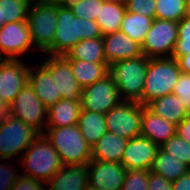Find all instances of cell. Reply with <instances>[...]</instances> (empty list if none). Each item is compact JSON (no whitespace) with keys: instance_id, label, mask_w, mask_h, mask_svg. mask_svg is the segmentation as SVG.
Here are the masks:
<instances>
[{"instance_id":"cell-26","label":"cell","mask_w":190,"mask_h":190,"mask_svg":"<svg viewBox=\"0 0 190 190\" xmlns=\"http://www.w3.org/2000/svg\"><path fill=\"white\" fill-rule=\"evenodd\" d=\"M80 87L83 89L99 81L109 72L108 63H90L84 60L66 59Z\"/></svg>"},{"instance_id":"cell-14","label":"cell","mask_w":190,"mask_h":190,"mask_svg":"<svg viewBox=\"0 0 190 190\" xmlns=\"http://www.w3.org/2000/svg\"><path fill=\"white\" fill-rule=\"evenodd\" d=\"M29 70L25 58L5 59L0 64V95L8 106L27 85Z\"/></svg>"},{"instance_id":"cell-49","label":"cell","mask_w":190,"mask_h":190,"mask_svg":"<svg viewBox=\"0 0 190 190\" xmlns=\"http://www.w3.org/2000/svg\"><path fill=\"white\" fill-rule=\"evenodd\" d=\"M5 115H0V123H1V120H2V118L4 117Z\"/></svg>"},{"instance_id":"cell-22","label":"cell","mask_w":190,"mask_h":190,"mask_svg":"<svg viewBox=\"0 0 190 190\" xmlns=\"http://www.w3.org/2000/svg\"><path fill=\"white\" fill-rule=\"evenodd\" d=\"M128 139L106 132L92 147V160L121 163Z\"/></svg>"},{"instance_id":"cell-6","label":"cell","mask_w":190,"mask_h":190,"mask_svg":"<svg viewBox=\"0 0 190 190\" xmlns=\"http://www.w3.org/2000/svg\"><path fill=\"white\" fill-rule=\"evenodd\" d=\"M26 20L35 51L43 55L53 45L57 4L46 0H35L30 6Z\"/></svg>"},{"instance_id":"cell-19","label":"cell","mask_w":190,"mask_h":190,"mask_svg":"<svg viewBox=\"0 0 190 190\" xmlns=\"http://www.w3.org/2000/svg\"><path fill=\"white\" fill-rule=\"evenodd\" d=\"M88 185L87 164H63L59 171L46 182V190H85Z\"/></svg>"},{"instance_id":"cell-2","label":"cell","mask_w":190,"mask_h":190,"mask_svg":"<svg viewBox=\"0 0 190 190\" xmlns=\"http://www.w3.org/2000/svg\"><path fill=\"white\" fill-rule=\"evenodd\" d=\"M21 174L42 182L51 179L63 165L58 152L43 134L25 150L19 160Z\"/></svg>"},{"instance_id":"cell-35","label":"cell","mask_w":190,"mask_h":190,"mask_svg":"<svg viewBox=\"0 0 190 190\" xmlns=\"http://www.w3.org/2000/svg\"><path fill=\"white\" fill-rule=\"evenodd\" d=\"M11 162L12 161L0 159V190H11L12 186L21 174V170L19 168L20 165L18 166L19 161L16 165Z\"/></svg>"},{"instance_id":"cell-42","label":"cell","mask_w":190,"mask_h":190,"mask_svg":"<svg viewBox=\"0 0 190 190\" xmlns=\"http://www.w3.org/2000/svg\"><path fill=\"white\" fill-rule=\"evenodd\" d=\"M172 190H190V170L172 182Z\"/></svg>"},{"instance_id":"cell-3","label":"cell","mask_w":190,"mask_h":190,"mask_svg":"<svg viewBox=\"0 0 190 190\" xmlns=\"http://www.w3.org/2000/svg\"><path fill=\"white\" fill-rule=\"evenodd\" d=\"M43 135L58 152L64 165H85L92 160V148L78 125L46 128Z\"/></svg>"},{"instance_id":"cell-9","label":"cell","mask_w":190,"mask_h":190,"mask_svg":"<svg viewBox=\"0 0 190 190\" xmlns=\"http://www.w3.org/2000/svg\"><path fill=\"white\" fill-rule=\"evenodd\" d=\"M144 106L135 101H121L105 114L107 131L126 139L140 136Z\"/></svg>"},{"instance_id":"cell-5","label":"cell","mask_w":190,"mask_h":190,"mask_svg":"<svg viewBox=\"0 0 190 190\" xmlns=\"http://www.w3.org/2000/svg\"><path fill=\"white\" fill-rule=\"evenodd\" d=\"M181 70L176 59L148 58V69L145 77V86L142 93V104L172 94Z\"/></svg>"},{"instance_id":"cell-4","label":"cell","mask_w":190,"mask_h":190,"mask_svg":"<svg viewBox=\"0 0 190 190\" xmlns=\"http://www.w3.org/2000/svg\"><path fill=\"white\" fill-rule=\"evenodd\" d=\"M147 69L148 57L145 55L109 65L108 73L113 77L122 100L142 104Z\"/></svg>"},{"instance_id":"cell-20","label":"cell","mask_w":190,"mask_h":190,"mask_svg":"<svg viewBox=\"0 0 190 190\" xmlns=\"http://www.w3.org/2000/svg\"><path fill=\"white\" fill-rule=\"evenodd\" d=\"M176 126L144 106L141 119V136L161 146L176 134Z\"/></svg>"},{"instance_id":"cell-28","label":"cell","mask_w":190,"mask_h":190,"mask_svg":"<svg viewBox=\"0 0 190 190\" xmlns=\"http://www.w3.org/2000/svg\"><path fill=\"white\" fill-rule=\"evenodd\" d=\"M190 168L169 153L159 148L151 171L173 182L186 174Z\"/></svg>"},{"instance_id":"cell-17","label":"cell","mask_w":190,"mask_h":190,"mask_svg":"<svg viewBox=\"0 0 190 190\" xmlns=\"http://www.w3.org/2000/svg\"><path fill=\"white\" fill-rule=\"evenodd\" d=\"M102 38L104 41V57L108 65L143 55L141 44L132 40L122 31L103 35Z\"/></svg>"},{"instance_id":"cell-32","label":"cell","mask_w":190,"mask_h":190,"mask_svg":"<svg viewBox=\"0 0 190 190\" xmlns=\"http://www.w3.org/2000/svg\"><path fill=\"white\" fill-rule=\"evenodd\" d=\"M160 148L190 168V143L175 134L164 142Z\"/></svg>"},{"instance_id":"cell-31","label":"cell","mask_w":190,"mask_h":190,"mask_svg":"<svg viewBox=\"0 0 190 190\" xmlns=\"http://www.w3.org/2000/svg\"><path fill=\"white\" fill-rule=\"evenodd\" d=\"M187 15L185 0H156V19L179 22Z\"/></svg>"},{"instance_id":"cell-43","label":"cell","mask_w":190,"mask_h":190,"mask_svg":"<svg viewBox=\"0 0 190 190\" xmlns=\"http://www.w3.org/2000/svg\"><path fill=\"white\" fill-rule=\"evenodd\" d=\"M176 60L178 62L181 72L190 74V53L179 56Z\"/></svg>"},{"instance_id":"cell-36","label":"cell","mask_w":190,"mask_h":190,"mask_svg":"<svg viewBox=\"0 0 190 190\" xmlns=\"http://www.w3.org/2000/svg\"><path fill=\"white\" fill-rule=\"evenodd\" d=\"M150 170H127L121 190H148Z\"/></svg>"},{"instance_id":"cell-39","label":"cell","mask_w":190,"mask_h":190,"mask_svg":"<svg viewBox=\"0 0 190 190\" xmlns=\"http://www.w3.org/2000/svg\"><path fill=\"white\" fill-rule=\"evenodd\" d=\"M11 190H46V183L20 174Z\"/></svg>"},{"instance_id":"cell-25","label":"cell","mask_w":190,"mask_h":190,"mask_svg":"<svg viewBox=\"0 0 190 190\" xmlns=\"http://www.w3.org/2000/svg\"><path fill=\"white\" fill-rule=\"evenodd\" d=\"M62 56L65 59L84 60L90 63H107L104 57V41L102 37L83 39Z\"/></svg>"},{"instance_id":"cell-47","label":"cell","mask_w":190,"mask_h":190,"mask_svg":"<svg viewBox=\"0 0 190 190\" xmlns=\"http://www.w3.org/2000/svg\"><path fill=\"white\" fill-rule=\"evenodd\" d=\"M85 190H99L96 187H93L92 185H88V187Z\"/></svg>"},{"instance_id":"cell-29","label":"cell","mask_w":190,"mask_h":190,"mask_svg":"<svg viewBox=\"0 0 190 190\" xmlns=\"http://www.w3.org/2000/svg\"><path fill=\"white\" fill-rule=\"evenodd\" d=\"M153 18L139 13L126 11L120 31L142 45Z\"/></svg>"},{"instance_id":"cell-23","label":"cell","mask_w":190,"mask_h":190,"mask_svg":"<svg viewBox=\"0 0 190 190\" xmlns=\"http://www.w3.org/2000/svg\"><path fill=\"white\" fill-rule=\"evenodd\" d=\"M126 13V4L123 0H105L100 6L96 22L103 35L120 31L122 20Z\"/></svg>"},{"instance_id":"cell-8","label":"cell","mask_w":190,"mask_h":190,"mask_svg":"<svg viewBox=\"0 0 190 190\" xmlns=\"http://www.w3.org/2000/svg\"><path fill=\"white\" fill-rule=\"evenodd\" d=\"M178 39V22L153 19L141 45L143 55L148 58L172 57Z\"/></svg>"},{"instance_id":"cell-37","label":"cell","mask_w":190,"mask_h":190,"mask_svg":"<svg viewBox=\"0 0 190 190\" xmlns=\"http://www.w3.org/2000/svg\"><path fill=\"white\" fill-rule=\"evenodd\" d=\"M172 94L179 97V101L190 115V74L181 72Z\"/></svg>"},{"instance_id":"cell-16","label":"cell","mask_w":190,"mask_h":190,"mask_svg":"<svg viewBox=\"0 0 190 190\" xmlns=\"http://www.w3.org/2000/svg\"><path fill=\"white\" fill-rule=\"evenodd\" d=\"M87 167L89 185L99 190H121L127 171L122 163L91 160Z\"/></svg>"},{"instance_id":"cell-18","label":"cell","mask_w":190,"mask_h":190,"mask_svg":"<svg viewBox=\"0 0 190 190\" xmlns=\"http://www.w3.org/2000/svg\"><path fill=\"white\" fill-rule=\"evenodd\" d=\"M28 84L47 109L62 99L52 81L50 70L42 62L31 64Z\"/></svg>"},{"instance_id":"cell-34","label":"cell","mask_w":190,"mask_h":190,"mask_svg":"<svg viewBox=\"0 0 190 190\" xmlns=\"http://www.w3.org/2000/svg\"><path fill=\"white\" fill-rule=\"evenodd\" d=\"M190 53V14L178 22V39L172 54L174 59Z\"/></svg>"},{"instance_id":"cell-38","label":"cell","mask_w":190,"mask_h":190,"mask_svg":"<svg viewBox=\"0 0 190 190\" xmlns=\"http://www.w3.org/2000/svg\"><path fill=\"white\" fill-rule=\"evenodd\" d=\"M125 4L126 11L139 13L155 19L156 0H128Z\"/></svg>"},{"instance_id":"cell-46","label":"cell","mask_w":190,"mask_h":190,"mask_svg":"<svg viewBox=\"0 0 190 190\" xmlns=\"http://www.w3.org/2000/svg\"><path fill=\"white\" fill-rule=\"evenodd\" d=\"M187 13L190 14V0H185Z\"/></svg>"},{"instance_id":"cell-41","label":"cell","mask_w":190,"mask_h":190,"mask_svg":"<svg viewBox=\"0 0 190 190\" xmlns=\"http://www.w3.org/2000/svg\"><path fill=\"white\" fill-rule=\"evenodd\" d=\"M176 135L190 143V115L176 126Z\"/></svg>"},{"instance_id":"cell-44","label":"cell","mask_w":190,"mask_h":190,"mask_svg":"<svg viewBox=\"0 0 190 190\" xmlns=\"http://www.w3.org/2000/svg\"><path fill=\"white\" fill-rule=\"evenodd\" d=\"M9 106L5 103L3 98L0 95V115H7Z\"/></svg>"},{"instance_id":"cell-11","label":"cell","mask_w":190,"mask_h":190,"mask_svg":"<svg viewBox=\"0 0 190 190\" xmlns=\"http://www.w3.org/2000/svg\"><path fill=\"white\" fill-rule=\"evenodd\" d=\"M123 101L113 77L108 73L99 81L82 89L81 106L83 110L106 114Z\"/></svg>"},{"instance_id":"cell-12","label":"cell","mask_w":190,"mask_h":190,"mask_svg":"<svg viewBox=\"0 0 190 190\" xmlns=\"http://www.w3.org/2000/svg\"><path fill=\"white\" fill-rule=\"evenodd\" d=\"M44 56V57H43ZM41 62L50 70L52 81L62 99L81 101L82 88L62 55H42Z\"/></svg>"},{"instance_id":"cell-40","label":"cell","mask_w":190,"mask_h":190,"mask_svg":"<svg viewBox=\"0 0 190 190\" xmlns=\"http://www.w3.org/2000/svg\"><path fill=\"white\" fill-rule=\"evenodd\" d=\"M148 190H172V182L150 170Z\"/></svg>"},{"instance_id":"cell-33","label":"cell","mask_w":190,"mask_h":190,"mask_svg":"<svg viewBox=\"0 0 190 190\" xmlns=\"http://www.w3.org/2000/svg\"><path fill=\"white\" fill-rule=\"evenodd\" d=\"M105 0H71L67 3L75 16L87 19L96 20L99 16L100 6Z\"/></svg>"},{"instance_id":"cell-24","label":"cell","mask_w":190,"mask_h":190,"mask_svg":"<svg viewBox=\"0 0 190 190\" xmlns=\"http://www.w3.org/2000/svg\"><path fill=\"white\" fill-rule=\"evenodd\" d=\"M146 107L151 112L175 125H178L189 116L185 107L179 101V97L174 94L159 97L149 102Z\"/></svg>"},{"instance_id":"cell-21","label":"cell","mask_w":190,"mask_h":190,"mask_svg":"<svg viewBox=\"0 0 190 190\" xmlns=\"http://www.w3.org/2000/svg\"><path fill=\"white\" fill-rule=\"evenodd\" d=\"M81 110V101L60 99L47 110L46 128H60L76 125Z\"/></svg>"},{"instance_id":"cell-15","label":"cell","mask_w":190,"mask_h":190,"mask_svg":"<svg viewBox=\"0 0 190 190\" xmlns=\"http://www.w3.org/2000/svg\"><path fill=\"white\" fill-rule=\"evenodd\" d=\"M159 148L141 135L128 139L121 163L127 170H151Z\"/></svg>"},{"instance_id":"cell-13","label":"cell","mask_w":190,"mask_h":190,"mask_svg":"<svg viewBox=\"0 0 190 190\" xmlns=\"http://www.w3.org/2000/svg\"><path fill=\"white\" fill-rule=\"evenodd\" d=\"M34 51L27 20L5 23L0 27V53L5 59H23L21 55Z\"/></svg>"},{"instance_id":"cell-7","label":"cell","mask_w":190,"mask_h":190,"mask_svg":"<svg viewBox=\"0 0 190 190\" xmlns=\"http://www.w3.org/2000/svg\"><path fill=\"white\" fill-rule=\"evenodd\" d=\"M40 135L21 120L5 115L0 123V159H21L25 150Z\"/></svg>"},{"instance_id":"cell-10","label":"cell","mask_w":190,"mask_h":190,"mask_svg":"<svg viewBox=\"0 0 190 190\" xmlns=\"http://www.w3.org/2000/svg\"><path fill=\"white\" fill-rule=\"evenodd\" d=\"M47 110L27 83L9 105L8 114L43 134L47 124Z\"/></svg>"},{"instance_id":"cell-27","label":"cell","mask_w":190,"mask_h":190,"mask_svg":"<svg viewBox=\"0 0 190 190\" xmlns=\"http://www.w3.org/2000/svg\"><path fill=\"white\" fill-rule=\"evenodd\" d=\"M77 125L91 148L107 132L105 114L93 111L82 109Z\"/></svg>"},{"instance_id":"cell-1","label":"cell","mask_w":190,"mask_h":190,"mask_svg":"<svg viewBox=\"0 0 190 190\" xmlns=\"http://www.w3.org/2000/svg\"><path fill=\"white\" fill-rule=\"evenodd\" d=\"M98 37H103V34L96 21L79 18L67 4H57L53 45L44 54L64 55L79 41Z\"/></svg>"},{"instance_id":"cell-48","label":"cell","mask_w":190,"mask_h":190,"mask_svg":"<svg viewBox=\"0 0 190 190\" xmlns=\"http://www.w3.org/2000/svg\"><path fill=\"white\" fill-rule=\"evenodd\" d=\"M5 60V57L0 53V64Z\"/></svg>"},{"instance_id":"cell-45","label":"cell","mask_w":190,"mask_h":190,"mask_svg":"<svg viewBox=\"0 0 190 190\" xmlns=\"http://www.w3.org/2000/svg\"><path fill=\"white\" fill-rule=\"evenodd\" d=\"M46 1L53 2L56 4H67L71 0H46Z\"/></svg>"},{"instance_id":"cell-30","label":"cell","mask_w":190,"mask_h":190,"mask_svg":"<svg viewBox=\"0 0 190 190\" xmlns=\"http://www.w3.org/2000/svg\"><path fill=\"white\" fill-rule=\"evenodd\" d=\"M31 4L29 0H0L1 27L5 23L25 21Z\"/></svg>"}]
</instances>
